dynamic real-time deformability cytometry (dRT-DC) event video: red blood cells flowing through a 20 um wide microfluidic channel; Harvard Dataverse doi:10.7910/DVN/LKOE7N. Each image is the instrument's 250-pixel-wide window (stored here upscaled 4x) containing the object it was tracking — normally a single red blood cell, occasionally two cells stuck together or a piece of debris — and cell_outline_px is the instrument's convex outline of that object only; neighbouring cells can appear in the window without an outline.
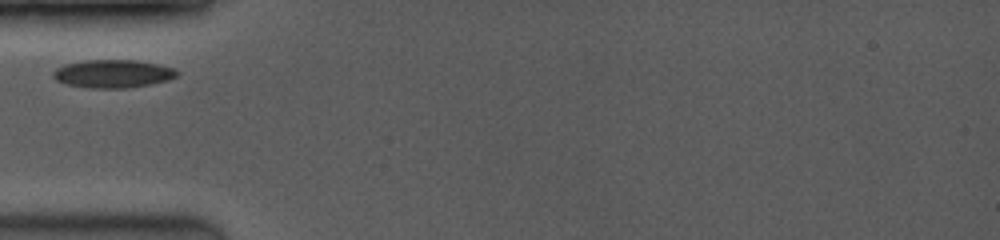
{"species": "common noctule bat (a hibernating species)", "species_latin": "Nyctalus noctula", "temperature_condition": "room temperature", "stored_images_in_passage": 25, "camera_frame_rate_fps": 3500, "um_per_image_px": 0.085, "animal": {"sex": "female", "body_mass_g": 19.0, "forearm_length_mm": 53.3}, "frame": {"image": 1, "passage_image": 1, "time_ms": 0.0, "image_size_px": [1000, 240], "cell_outline_px": [[180, 72], [176, 76], [168, 80], [148, 84], [124, 88], [92, 88], [64, 84], [56, 80], [52, 76], [52, 72], [56, 68], [64, 64], [84, 60], [136, 60], [176, 68]], "centroid_in_image_um": [9.57, 6.26], "position_along_channel_um": 75.4, "area_um2": 20.29}}
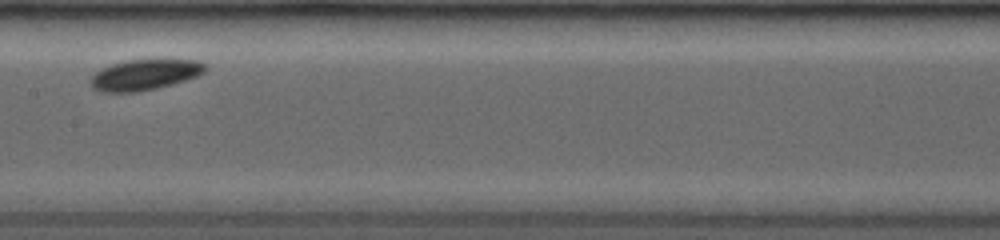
{"frame": {"image": 2, "passage_image": 9, "time_ms": 3.143, "image_size_px": [1000, 240], "cell_outline_px": [[208, 68], [204, 72], [196, 76], [172, 84], [156, 88], [136, 92], [100, 92], [92, 88], [88, 84], [88, 80], [96, 72], [112, 64], [128, 60], [200, 60], [208, 64]], "centroid_in_image_um": [12.29, 6.36], "position_along_channel_um": 195.1, "area_um2": 20.52}}
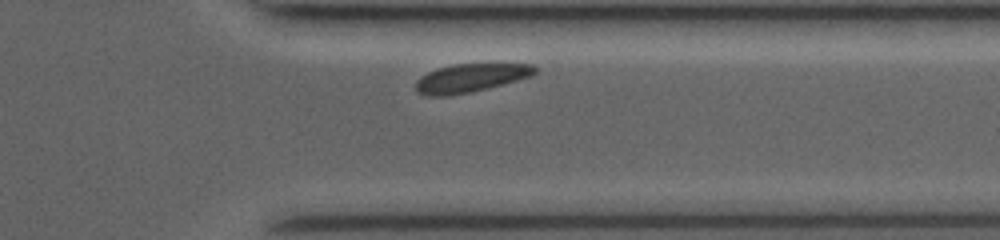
{"frame": {"image": 3, "passage_image": 23, "time_ms": 7.714, "image_size_px": [1000, 240], "cell_outline_px": [[536, 72], [532, 76], [488, 88], [472, 92], [448, 96], [428, 96], [416, 92], [416, 80], [420, 76], [436, 68], [452, 64], [532, 64], [536, 68]], "centroid_in_image_um": [39.95, 6.63], "position_along_channel_um": 371.4, "area_um2": 19.83}}